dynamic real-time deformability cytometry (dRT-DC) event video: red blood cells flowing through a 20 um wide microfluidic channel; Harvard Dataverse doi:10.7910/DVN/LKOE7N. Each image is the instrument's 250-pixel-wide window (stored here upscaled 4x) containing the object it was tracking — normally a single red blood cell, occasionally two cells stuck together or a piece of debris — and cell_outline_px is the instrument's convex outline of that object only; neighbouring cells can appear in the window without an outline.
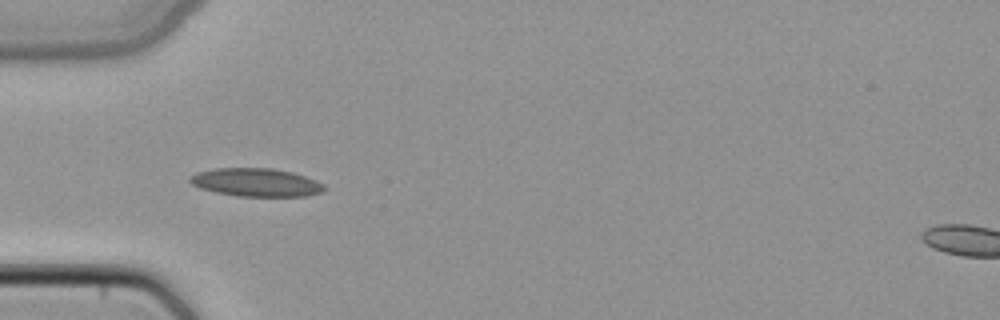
{"species": "common noctule bat (a hibernating species)", "species_latin": "Nyctalus noctula", "temperature_condition": "cold", "stored_images_in_passage": 14, "camera_frame_rate_fps": 3000, "um_per_image_px": 0.085, "animal": {"sex": "female", "body_mass_g": 22.7, "forearm_length_mm": 54.2}, "frame": {"image": 1, "passage_image": 3, "time_ms": 0.667, "image_size_px": [1000, 320], "cell_outline_px": [[324, 192], [308, 196], [236, 196], [216, 192], [200, 188], [192, 184], [188, 180], [196, 172], [212, 168], [272, 168], [292, 172], [316, 180], [324, 184]], "centroid_in_image_um": [21.77, 15.5], "position_along_channel_um": 63.2, "area_um2": 22.14}}